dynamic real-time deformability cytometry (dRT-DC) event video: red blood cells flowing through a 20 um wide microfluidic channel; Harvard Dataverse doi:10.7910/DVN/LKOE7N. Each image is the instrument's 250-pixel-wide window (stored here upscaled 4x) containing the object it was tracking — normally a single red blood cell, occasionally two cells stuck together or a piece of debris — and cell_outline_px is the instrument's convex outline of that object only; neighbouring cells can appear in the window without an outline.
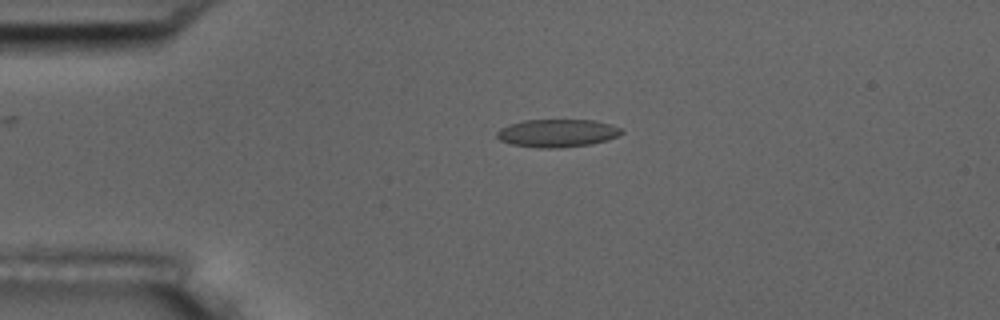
{"species": "common noctule bat (a hibernating species)", "species_latin": "Nyctalus noctula", "temperature_condition": "room temperature", "stored_images_in_passage": 2, "camera_frame_rate_fps": 3000, "um_per_image_px": 0.085, "animal": {"sex": "male", "body_mass_g": 17.5, "forearm_length_mm": 52.3}, "frame": {"image": 1, "passage_image": 1, "time_ms": 0.0, "image_size_px": [1000, 320], "cell_outline_px": [[624, 132], [620, 136], [608, 140], [592, 144], [560, 148], [536, 148], [512, 144], [500, 140], [496, 136], [496, 132], [500, 128], [524, 120], [596, 120], [620, 128]], "centroid_in_image_um": [47.39, 11.32], "position_along_channel_um": 37.6, "area_um2": 20.35}}